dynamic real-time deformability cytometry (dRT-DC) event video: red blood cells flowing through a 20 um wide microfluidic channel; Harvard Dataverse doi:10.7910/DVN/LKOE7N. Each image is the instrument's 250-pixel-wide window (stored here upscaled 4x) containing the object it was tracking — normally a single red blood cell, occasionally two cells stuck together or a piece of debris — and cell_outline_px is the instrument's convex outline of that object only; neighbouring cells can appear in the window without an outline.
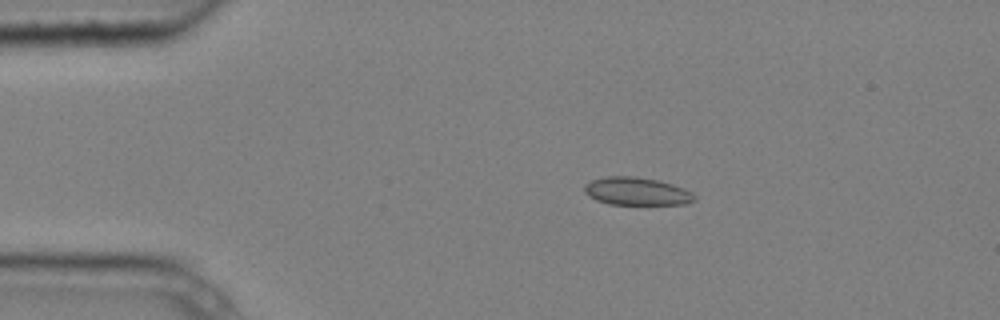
{"species": "common noctule bat (a hibernating species)", "species_latin": "Nyctalus noctula", "temperature_condition": "cold", "stored_images_in_passage": 4, "camera_frame_rate_fps": 3000, "um_per_image_px": 0.085, "animal": {"sex": "male", "body_mass_g": 20.4}, "frame": {"image": 1, "passage_image": 3, "time_ms": 0.667, "image_size_px": [1000, 320], "cell_outline_px": [[696, 200], [684, 204], [608, 204], [596, 200], [588, 196], [584, 192], [584, 184], [592, 180], [604, 176], [636, 176], [656, 180], [672, 184], [684, 188], [692, 192], [696, 196]], "centroid_in_image_um": [54.1, 16.26], "position_along_channel_um": 30.9, "area_um2": 17.98}}